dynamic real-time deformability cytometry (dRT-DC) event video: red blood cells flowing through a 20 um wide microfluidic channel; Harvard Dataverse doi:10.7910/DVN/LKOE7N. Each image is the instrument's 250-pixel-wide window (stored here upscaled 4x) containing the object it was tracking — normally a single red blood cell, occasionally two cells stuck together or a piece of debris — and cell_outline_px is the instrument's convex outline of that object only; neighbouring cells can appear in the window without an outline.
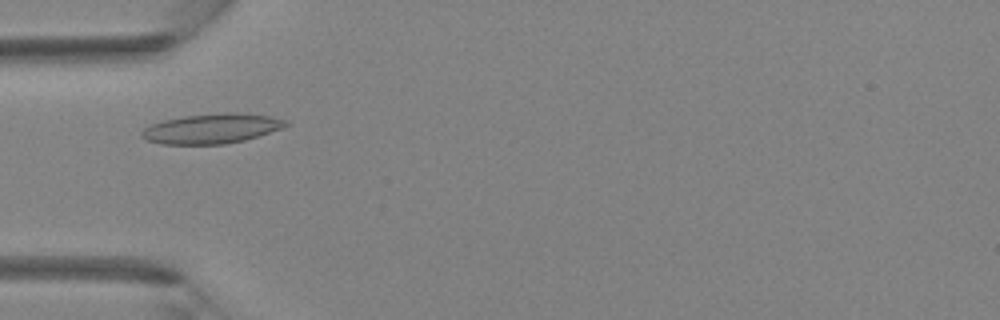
{"species": "Egyptian fruit bat (a non-hibernating species)", "species_latin": "Rousettus aegyptiacus", "temperature_condition": "room temperature", "stored_images_in_passage": 40, "camera_frame_rate_fps": 3000, "um_per_image_px": 0.085, "animal": {"sex": "female"}, "frame": {"image": 1, "passage_image": 10, "time_ms": 3.0, "image_size_px": [1000, 320], "cell_outline_px": [[292, 124], [284, 128], [244, 140], [224, 144], [160, 144], [144, 140], [140, 136], [140, 132], [144, 128], [152, 124], [164, 120], [184, 116], [232, 112], [236, 112], [268, 116], [288, 120]], "centroid_in_image_um": [18.0, 10.93], "position_along_channel_um": 67.0, "area_um2": 25.14}}
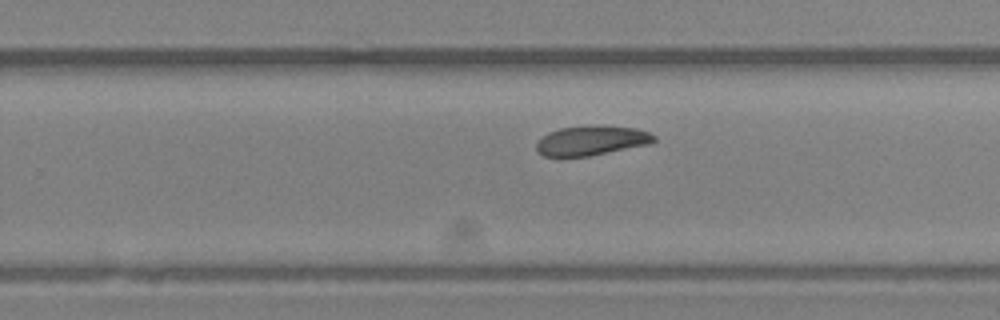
{"frame": {"image": 2, "passage_image": 24, "time_ms": 7.667, "image_size_px": [1000, 320], "cell_outline_px": [[656, 140], [652, 144], [588, 156], [544, 156], [536, 148], [536, 144], [548, 132], [560, 128], [636, 128], [648, 132], [656, 136]], "centroid_in_image_um": [50.31, 11.99], "position_along_channel_um": 279.5, "area_um2": 19.31}}
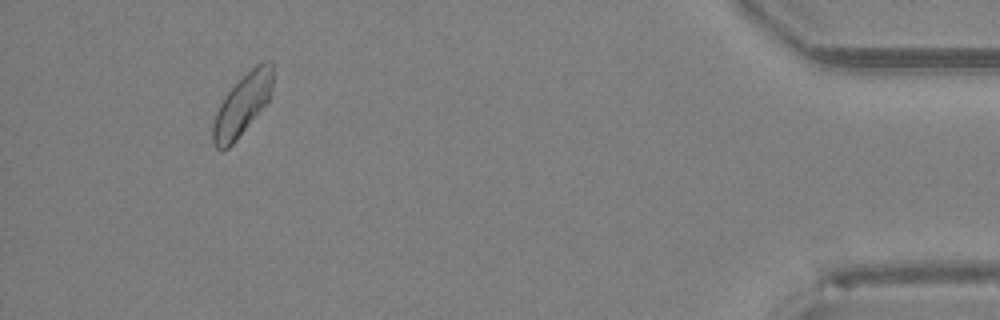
{"frame": {"image": 3, "passage_image": 37, "time_ms": 12.0, "image_size_px": [1000, 320], "cell_outline_px": [[272, 88], [268, 104], [236, 140], [228, 148], [216, 148], [212, 140], [212, 124], [216, 112], [224, 96], [256, 64], [264, 60], [272, 60]], "centroid_in_image_um": [20.62, 8.91], "position_along_channel_um": 414.6, "area_um2": 21.33}}